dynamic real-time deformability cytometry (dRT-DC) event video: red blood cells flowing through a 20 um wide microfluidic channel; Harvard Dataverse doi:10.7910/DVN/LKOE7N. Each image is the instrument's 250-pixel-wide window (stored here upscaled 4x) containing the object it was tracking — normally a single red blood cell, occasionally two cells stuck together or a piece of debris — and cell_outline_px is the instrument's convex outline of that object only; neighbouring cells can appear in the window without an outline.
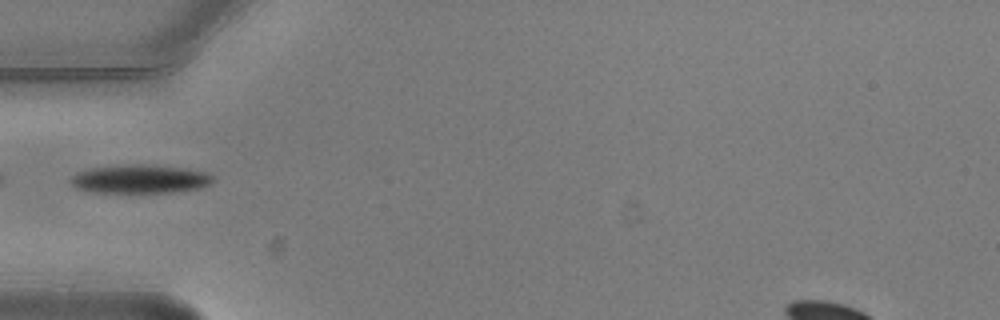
{"species": "common noctule bat (a hibernating species)", "species_latin": "Nyctalus noctula", "temperature_condition": "warm", "stored_images_in_passage": 2, "camera_frame_rate_fps": 3000, "um_per_image_px": 0.085, "animal": {"sex": "male", "body_mass_g": 20.5, "forearm_length_mm": 52.5}, "frame": {"image": 1, "passage_image": 1, "time_ms": 0.0, "image_size_px": [1000, 320], "cell_outline_px": [[212, 184], [200, 188], [172, 192], [92, 192], [76, 188], [68, 180], [72, 176], [80, 172], [92, 168], [136, 164], [140, 164], [184, 168], [208, 172], [212, 176]], "centroid_in_image_um": [11.92, 15.22], "position_along_channel_um": 73.1, "area_um2": 23.41}}
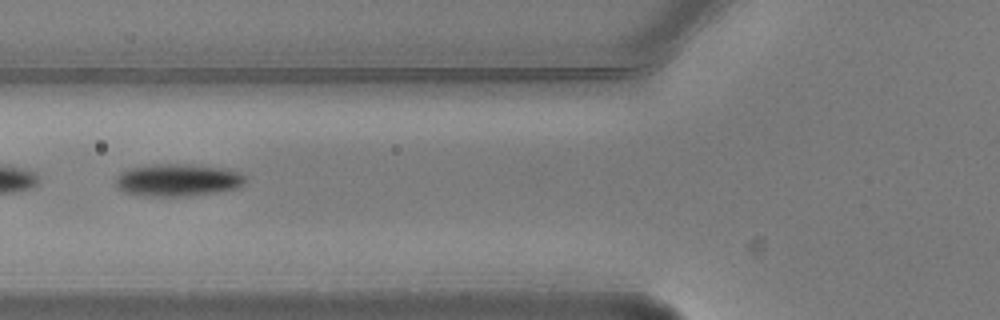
{"frame": {"image": 2, "passage_image": 2, "time_ms": 0.333, "image_size_px": [1000, 320], "cell_outline_px": [[244, 184], [240, 188], [216, 192], [188, 196], [148, 196], [124, 192], [116, 184], [116, 176], [120, 172], [128, 168], [152, 164], [188, 164], [224, 168], [240, 172], [244, 176]], "centroid_in_image_um": [15.11, 15.3], "position_along_channel_um": 110.7, "area_um2": 24.57}}